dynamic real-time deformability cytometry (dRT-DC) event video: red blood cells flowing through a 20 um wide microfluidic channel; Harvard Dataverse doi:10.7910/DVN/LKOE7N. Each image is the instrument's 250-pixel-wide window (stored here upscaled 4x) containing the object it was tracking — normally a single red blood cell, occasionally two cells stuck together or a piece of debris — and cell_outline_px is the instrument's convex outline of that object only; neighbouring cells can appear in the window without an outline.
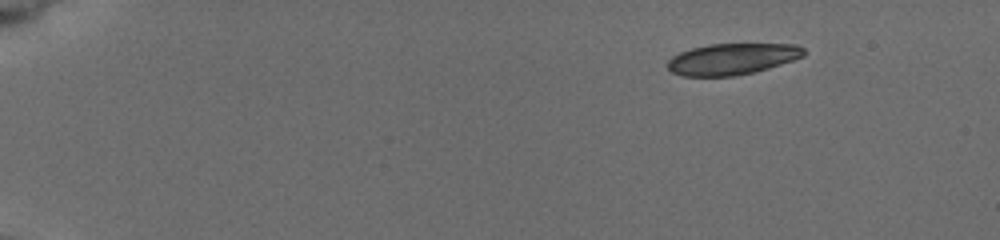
{"species": "common noctule bat (a hibernating species)", "species_latin": "Nyctalus noctula", "temperature_condition": "cold", "stored_images_in_passage": 6, "camera_frame_rate_fps": 3000, "um_per_image_px": 0.085, "animal": {"sex": "female", "body_mass_g": 19.5, "forearm_length_mm": 54.1}, "frame": {"image": 1, "passage_image": 1, "time_ms": 0.0, "image_size_px": [1000, 240], "cell_outline_px": [[804, 56], [768, 68], [752, 72], [732, 76], [684, 76], [672, 72], [668, 68], [668, 60], [672, 56], [680, 52], [692, 48], [712, 44], [796, 44], [804, 48]], "centroid_in_image_um": [62.22, 5.01], "position_along_channel_um": 22.8, "area_um2": 24.57}}